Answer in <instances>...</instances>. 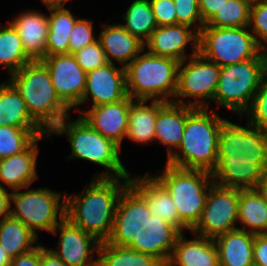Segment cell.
I'll return each mask as SVG.
<instances>
[{"mask_svg":"<svg viewBox=\"0 0 267 266\" xmlns=\"http://www.w3.org/2000/svg\"><path fill=\"white\" fill-rule=\"evenodd\" d=\"M236 124H221L217 160L210 176L214 183L239 190L256 189L267 169V131Z\"/></svg>","mask_w":267,"mask_h":266,"instance_id":"cell-1","label":"cell"},{"mask_svg":"<svg viewBox=\"0 0 267 266\" xmlns=\"http://www.w3.org/2000/svg\"><path fill=\"white\" fill-rule=\"evenodd\" d=\"M130 177H93L80 193L65 192V218L99 242L112 232L117 203Z\"/></svg>","mask_w":267,"mask_h":266,"instance_id":"cell-2","label":"cell"},{"mask_svg":"<svg viewBox=\"0 0 267 266\" xmlns=\"http://www.w3.org/2000/svg\"><path fill=\"white\" fill-rule=\"evenodd\" d=\"M196 108L187 118L180 146L166 163L183 169L211 172L217 160L221 124L225 120L214 109Z\"/></svg>","mask_w":267,"mask_h":266,"instance_id":"cell-3","label":"cell"},{"mask_svg":"<svg viewBox=\"0 0 267 266\" xmlns=\"http://www.w3.org/2000/svg\"><path fill=\"white\" fill-rule=\"evenodd\" d=\"M8 80L20 92L30 116L47 133L71 115L70 108L58 97L50 72L41 60L27 63Z\"/></svg>","mask_w":267,"mask_h":266,"instance_id":"cell-4","label":"cell"},{"mask_svg":"<svg viewBox=\"0 0 267 266\" xmlns=\"http://www.w3.org/2000/svg\"><path fill=\"white\" fill-rule=\"evenodd\" d=\"M70 119L72 117L67 116L49 133L51 138L53 134L67 137L71 148V154L66 157L68 160L81 159L106 168L93 177L131 176L120 158L122 148L94 130L81 115L73 121Z\"/></svg>","mask_w":267,"mask_h":266,"instance_id":"cell-5","label":"cell"},{"mask_svg":"<svg viewBox=\"0 0 267 266\" xmlns=\"http://www.w3.org/2000/svg\"><path fill=\"white\" fill-rule=\"evenodd\" d=\"M180 62L144 49L126 68L127 94L133 100L172 102L178 85Z\"/></svg>","mask_w":267,"mask_h":266,"instance_id":"cell-6","label":"cell"},{"mask_svg":"<svg viewBox=\"0 0 267 266\" xmlns=\"http://www.w3.org/2000/svg\"><path fill=\"white\" fill-rule=\"evenodd\" d=\"M159 174H152L169 192L179 219L191 230L199 221L208 192L214 183L210 172L183 169L165 163Z\"/></svg>","mask_w":267,"mask_h":266,"instance_id":"cell-7","label":"cell"},{"mask_svg":"<svg viewBox=\"0 0 267 266\" xmlns=\"http://www.w3.org/2000/svg\"><path fill=\"white\" fill-rule=\"evenodd\" d=\"M267 74V51L257 58L220 69L214 105L242 116L250 107L262 78Z\"/></svg>","mask_w":267,"mask_h":266,"instance_id":"cell-8","label":"cell"},{"mask_svg":"<svg viewBox=\"0 0 267 266\" xmlns=\"http://www.w3.org/2000/svg\"><path fill=\"white\" fill-rule=\"evenodd\" d=\"M21 190L11 192L10 215L23 222L37 237L43 231L51 234L65 218L66 191L63 194L46 187L31 189L30 186Z\"/></svg>","mask_w":267,"mask_h":266,"instance_id":"cell-9","label":"cell"},{"mask_svg":"<svg viewBox=\"0 0 267 266\" xmlns=\"http://www.w3.org/2000/svg\"><path fill=\"white\" fill-rule=\"evenodd\" d=\"M263 51L249 27L203 26L199 33L198 52L220 67L257 58Z\"/></svg>","mask_w":267,"mask_h":266,"instance_id":"cell-10","label":"cell"},{"mask_svg":"<svg viewBox=\"0 0 267 266\" xmlns=\"http://www.w3.org/2000/svg\"><path fill=\"white\" fill-rule=\"evenodd\" d=\"M220 69L199 52L180 62L177 91L172 102L193 108H210L214 104Z\"/></svg>","mask_w":267,"mask_h":266,"instance_id":"cell-11","label":"cell"},{"mask_svg":"<svg viewBox=\"0 0 267 266\" xmlns=\"http://www.w3.org/2000/svg\"><path fill=\"white\" fill-rule=\"evenodd\" d=\"M239 189L211 185L205 207L197 224L190 233L215 239L238 228Z\"/></svg>","mask_w":267,"mask_h":266,"instance_id":"cell-12","label":"cell"},{"mask_svg":"<svg viewBox=\"0 0 267 266\" xmlns=\"http://www.w3.org/2000/svg\"><path fill=\"white\" fill-rule=\"evenodd\" d=\"M152 216L145 198L129 184L117 203L109 244L128 246L137 238L144 221Z\"/></svg>","mask_w":267,"mask_h":266,"instance_id":"cell-13","label":"cell"},{"mask_svg":"<svg viewBox=\"0 0 267 266\" xmlns=\"http://www.w3.org/2000/svg\"><path fill=\"white\" fill-rule=\"evenodd\" d=\"M57 248H49L66 266H97L100 243L95 237L64 218L52 231ZM96 254V255H95Z\"/></svg>","mask_w":267,"mask_h":266,"instance_id":"cell-14","label":"cell"},{"mask_svg":"<svg viewBox=\"0 0 267 266\" xmlns=\"http://www.w3.org/2000/svg\"><path fill=\"white\" fill-rule=\"evenodd\" d=\"M41 61L50 72L58 97L74 110L82 100L87 72L80 67L73 54L45 56Z\"/></svg>","mask_w":267,"mask_h":266,"instance_id":"cell-15","label":"cell"},{"mask_svg":"<svg viewBox=\"0 0 267 266\" xmlns=\"http://www.w3.org/2000/svg\"><path fill=\"white\" fill-rule=\"evenodd\" d=\"M127 96L125 68L108 62L104 66L87 72L86 88L82 100L74 109L79 110V106L85 104L87 106L89 100L92 104L89 106L95 107L116 103Z\"/></svg>","mask_w":267,"mask_h":266,"instance_id":"cell-16","label":"cell"},{"mask_svg":"<svg viewBox=\"0 0 267 266\" xmlns=\"http://www.w3.org/2000/svg\"><path fill=\"white\" fill-rule=\"evenodd\" d=\"M198 41L199 34L187 25L158 26L144 43V49L150 54L183 62L198 53ZM189 43H192L191 54L186 53Z\"/></svg>","mask_w":267,"mask_h":266,"instance_id":"cell-17","label":"cell"},{"mask_svg":"<svg viewBox=\"0 0 267 266\" xmlns=\"http://www.w3.org/2000/svg\"><path fill=\"white\" fill-rule=\"evenodd\" d=\"M180 234L181 232L168 222L157 216H148L137 238H134L128 247L154 256L166 266Z\"/></svg>","mask_w":267,"mask_h":266,"instance_id":"cell-18","label":"cell"},{"mask_svg":"<svg viewBox=\"0 0 267 266\" xmlns=\"http://www.w3.org/2000/svg\"><path fill=\"white\" fill-rule=\"evenodd\" d=\"M133 99L127 96L116 103L102 104L88 109L75 110L87 123L105 138L120 148L126 138L129 104Z\"/></svg>","mask_w":267,"mask_h":266,"instance_id":"cell-19","label":"cell"},{"mask_svg":"<svg viewBox=\"0 0 267 266\" xmlns=\"http://www.w3.org/2000/svg\"><path fill=\"white\" fill-rule=\"evenodd\" d=\"M50 138L49 133L37 137L24 151L10 157L0 159V185L12 191L32 186L39 179L37 158L39 157V141ZM5 185V186H4Z\"/></svg>","mask_w":267,"mask_h":266,"instance_id":"cell-20","label":"cell"},{"mask_svg":"<svg viewBox=\"0 0 267 266\" xmlns=\"http://www.w3.org/2000/svg\"><path fill=\"white\" fill-rule=\"evenodd\" d=\"M130 184L145 198L152 216L175 226L181 233L190 229L179 219V214L166 188L148 172L131 175Z\"/></svg>","mask_w":267,"mask_h":266,"instance_id":"cell-21","label":"cell"},{"mask_svg":"<svg viewBox=\"0 0 267 266\" xmlns=\"http://www.w3.org/2000/svg\"><path fill=\"white\" fill-rule=\"evenodd\" d=\"M18 31L27 56L32 60H42L46 56L49 20L47 13L39 10L21 12L10 20Z\"/></svg>","mask_w":267,"mask_h":266,"instance_id":"cell-22","label":"cell"},{"mask_svg":"<svg viewBox=\"0 0 267 266\" xmlns=\"http://www.w3.org/2000/svg\"><path fill=\"white\" fill-rule=\"evenodd\" d=\"M196 108L174 102L159 101V112L155 123L154 142L167 148V158L180 146L186 118Z\"/></svg>","mask_w":267,"mask_h":266,"instance_id":"cell-23","label":"cell"},{"mask_svg":"<svg viewBox=\"0 0 267 266\" xmlns=\"http://www.w3.org/2000/svg\"><path fill=\"white\" fill-rule=\"evenodd\" d=\"M98 39L105 51L107 62L114 61L126 68L143 50L144 43L132 36L121 24H104Z\"/></svg>","mask_w":267,"mask_h":266,"instance_id":"cell-24","label":"cell"},{"mask_svg":"<svg viewBox=\"0 0 267 266\" xmlns=\"http://www.w3.org/2000/svg\"><path fill=\"white\" fill-rule=\"evenodd\" d=\"M193 235L192 239L179 235L166 266H220L214 239Z\"/></svg>","mask_w":267,"mask_h":266,"instance_id":"cell-25","label":"cell"},{"mask_svg":"<svg viewBox=\"0 0 267 266\" xmlns=\"http://www.w3.org/2000/svg\"><path fill=\"white\" fill-rule=\"evenodd\" d=\"M255 234L236 228L214 239L220 266H253Z\"/></svg>","mask_w":267,"mask_h":266,"instance_id":"cell-26","label":"cell"},{"mask_svg":"<svg viewBox=\"0 0 267 266\" xmlns=\"http://www.w3.org/2000/svg\"><path fill=\"white\" fill-rule=\"evenodd\" d=\"M148 102L149 100H132L129 104L126 139L136 144L145 145L154 142L159 101Z\"/></svg>","mask_w":267,"mask_h":266,"instance_id":"cell-27","label":"cell"},{"mask_svg":"<svg viewBox=\"0 0 267 266\" xmlns=\"http://www.w3.org/2000/svg\"><path fill=\"white\" fill-rule=\"evenodd\" d=\"M42 128L29 114L25 101L7 79L0 83V126Z\"/></svg>","mask_w":267,"mask_h":266,"instance_id":"cell-28","label":"cell"},{"mask_svg":"<svg viewBox=\"0 0 267 266\" xmlns=\"http://www.w3.org/2000/svg\"><path fill=\"white\" fill-rule=\"evenodd\" d=\"M239 229L253 234H267V202L257 189L240 190Z\"/></svg>","mask_w":267,"mask_h":266,"instance_id":"cell-29","label":"cell"},{"mask_svg":"<svg viewBox=\"0 0 267 266\" xmlns=\"http://www.w3.org/2000/svg\"><path fill=\"white\" fill-rule=\"evenodd\" d=\"M49 33L46 56L68 54L69 38L79 19L66 7H48Z\"/></svg>","mask_w":267,"mask_h":266,"instance_id":"cell-30","label":"cell"},{"mask_svg":"<svg viewBox=\"0 0 267 266\" xmlns=\"http://www.w3.org/2000/svg\"><path fill=\"white\" fill-rule=\"evenodd\" d=\"M0 244L12 259L31 251L40 243L23 222L9 215L0 222Z\"/></svg>","mask_w":267,"mask_h":266,"instance_id":"cell-31","label":"cell"},{"mask_svg":"<svg viewBox=\"0 0 267 266\" xmlns=\"http://www.w3.org/2000/svg\"><path fill=\"white\" fill-rule=\"evenodd\" d=\"M32 60L27 56L18 31L7 21L0 23V66L10 76Z\"/></svg>","mask_w":267,"mask_h":266,"instance_id":"cell-32","label":"cell"},{"mask_svg":"<svg viewBox=\"0 0 267 266\" xmlns=\"http://www.w3.org/2000/svg\"><path fill=\"white\" fill-rule=\"evenodd\" d=\"M97 266H164L157 258L128 246L100 243Z\"/></svg>","mask_w":267,"mask_h":266,"instance_id":"cell-33","label":"cell"},{"mask_svg":"<svg viewBox=\"0 0 267 266\" xmlns=\"http://www.w3.org/2000/svg\"><path fill=\"white\" fill-rule=\"evenodd\" d=\"M121 26L132 36L145 43L158 27L149 0H133L122 14Z\"/></svg>","mask_w":267,"mask_h":266,"instance_id":"cell-34","label":"cell"},{"mask_svg":"<svg viewBox=\"0 0 267 266\" xmlns=\"http://www.w3.org/2000/svg\"><path fill=\"white\" fill-rule=\"evenodd\" d=\"M46 133L43 128L0 126V159L24 151L37 137Z\"/></svg>","mask_w":267,"mask_h":266,"instance_id":"cell-35","label":"cell"},{"mask_svg":"<svg viewBox=\"0 0 267 266\" xmlns=\"http://www.w3.org/2000/svg\"><path fill=\"white\" fill-rule=\"evenodd\" d=\"M252 3L247 0H226L204 25L220 28L248 27Z\"/></svg>","mask_w":267,"mask_h":266,"instance_id":"cell-36","label":"cell"},{"mask_svg":"<svg viewBox=\"0 0 267 266\" xmlns=\"http://www.w3.org/2000/svg\"><path fill=\"white\" fill-rule=\"evenodd\" d=\"M248 117L247 122L267 131V74L262 78L249 109L240 118Z\"/></svg>","mask_w":267,"mask_h":266,"instance_id":"cell-37","label":"cell"},{"mask_svg":"<svg viewBox=\"0 0 267 266\" xmlns=\"http://www.w3.org/2000/svg\"><path fill=\"white\" fill-rule=\"evenodd\" d=\"M248 27L257 43L267 51V0L252 3Z\"/></svg>","mask_w":267,"mask_h":266,"instance_id":"cell-38","label":"cell"},{"mask_svg":"<svg viewBox=\"0 0 267 266\" xmlns=\"http://www.w3.org/2000/svg\"><path fill=\"white\" fill-rule=\"evenodd\" d=\"M177 24L187 25L198 34L205 25L201 19L198 0H173Z\"/></svg>","mask_w":267,"mask_h":266,"instance_id":"cell-39","label":"cell"},{"mask_svg":"<svg viewBox=\"0 0 267 266\" xmlns=\"http://www.w3.org/2000/svg\"><path fill=\"white\" fill-rule=\"evenodd\" d=\"M93 21L79 18L70 33L68 54H74L85 46L95 42L98 36L93 31Z\"/></svg>","mask_w":267,"mask_h":266,"instance_id":"cell-40","label":"cell"},{"mask_svg":"<svg viewBox=\"0 0 267 266\" xmlns=\"http://www.w3.org/2000/svg\"><path fill=\"white\" fill-rule=\"evenodd\" d=\"M73 55L77 63L85 72L94 70L108 63L105 51L103 50L99 39L88 46L83 47Z\"/></svg>","mask_w":267,"mask_h":266,"instance_id":"cell-41","label":"cell"},{"mask_svg":"<svg viewBox=\"0 0 267 266\" xmlns=\"http://www.w3.org/2000/svg\"><path fill=\"white\" fill-rule=\"evenodd\" d=\"M158 26L177 24L173 0H149Z\"/></svg>","mask_w":267,"mask_h":266,"instance_id":"cell-42","label":"cell"},{"mask_svg":"<svg viewBox=\"0 0 267 266\" xmlns=\"http://www.w3.org/2000/svg\"><path fill=\"white\" fill-rule=\"evenodd\" d=\"M253 261L256 266H267V234H255Z\"/></svg>","mask_w":267,"mask_h":266,"instance_id":"cell-43","label":"cell"},{"mask_svg":"<svg viewBox=\"0 0 267 266\" xmlns=\"http://www.w3.org/2000/svg\"><path fill=\"white\" fill-rule=\"evenodd\" d=\"M11 266H40V244L31 251L12 258Z\"/></svg>","mask_w":267,"mask_h":266,"instance_id":"cell-44","label":"cell"},{"mask_svg":"<svg viewBox=\"0 0 267 266\" xmlns=\"http://www.w3.org/2000/svg\"><path fill=\"white\" fill-rule=\"evenodd\" d=\"M226 0H198L201 19L206 24Z\"/></svg>","mask_w":267,"mask_h":266,"instance_id":"cell-45","label":"cell"},{"mask_svg":"<svg viewBox=\"0 0 267 266\" xmlns=\"http://www.w3.org/2000/svg\"><path fill=\"white\" fill-rule=\"evenodd\" d=\"M40 266H66L49 248L40 244Z\"/></svg>","mask_w":267,"mask_h":266,"instance_id":"cell-46","label":"cell"},{"mask_svg":"<svg viewBox=\"0 0 267 266\" xmlns=\"http://www.w3.org/2000/svg\"><path fill=\"white\" fill-rule=\"evenodd\" d=\"M11 191L0 185V222L10 215Z\"/></svg>","mask_w":267,"mask_h":266,"instance_id":"cell-47","label":"cell"},{"mask_svg":"<svg viewBox=\"0 0 267 266\" xmlns=\"http://www.w3.org/2000/svg\"><path fill=\"white\" fill-rule=\"evenodd\" d=\"M267 202V169L264 171L263 178L256 188Z\"/></svg>","mask_w":267,"mask_h":266,"instance_id":"cell-48","label":"cell"},{"mask_svg":"<svg viewBox=\"0 0 267 266\" xmlns=\"http://www.w3.org/2000/svg\"><path fill=\"white\" fill-rule=\"evenodd\" d=\"M68 1L71 0H41L43 4L48 7H65V4L68 3Z\"/></svg>","mask_w":267,"mask_h":266,"instance_id":"cell-49","label":"cell"},{"mask_svg":"<svg viewBox=\"0 0 267 266\" xmlns=\"http://www.w3.org/2000/svg\"><path fill=\"white\" fill-rule=\"evenodd\" d=\"M0 260H12L0 244Z\"/></svg>","mask_w":267,"mask_h":266,"instance_id":"cell-50","label":"cell"},{"mask_svg":"<svg viewBox=\"0 0 267 266\" xmlns=\"http://www.w3.org/2000/svg\"><path fill=\"white\" fill-rule=\"evenodd\" d=\"M0 266H11V260H0Z\"/></svg>","mask_w":267,"mask_h":266,"instance_id":"cell-51","label":"cell"},{"mask_svg":"<svg viewBox=\"0 0 267 266\" xmlns=\"http://www.w3.org/2000/svg\"><path fill=\"white\" fill-rule=\"evenodd\" d=\"M247 1L250 2V3H254L257 0H247Z\"/></svg>","mask_w":267,"mask_h":266,"instance_id":"cell-52","label":"cell"}]
</instances>
